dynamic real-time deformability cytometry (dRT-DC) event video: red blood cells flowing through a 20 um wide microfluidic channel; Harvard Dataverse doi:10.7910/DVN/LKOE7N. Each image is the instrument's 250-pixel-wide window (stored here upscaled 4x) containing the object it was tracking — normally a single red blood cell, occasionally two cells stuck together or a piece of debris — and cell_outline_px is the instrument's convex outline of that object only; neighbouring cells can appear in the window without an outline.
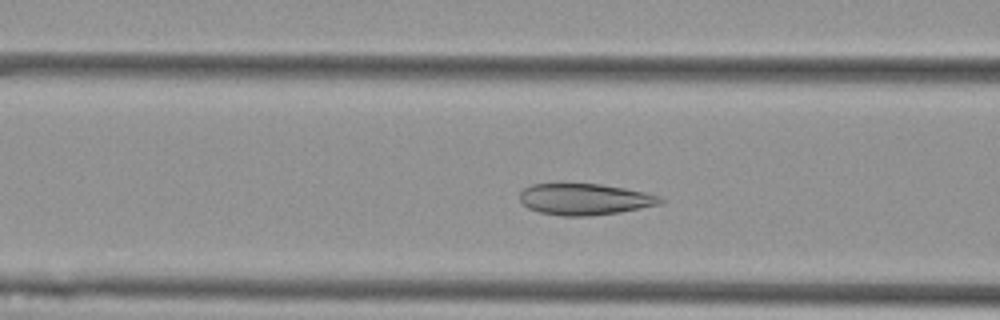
{"species": "Egyptian fruit bat (a non-hibernating species)", "species_latin": "Rousettus aegyptiacus", "temperature_condition": "cold", "stored_images_in_passage": 51, "camera_frame_rate_fps": 3000, "um_per_image_px": 0.085, "animal": {"sex": "female"}, "frame": {"image": 1, "passage_image": 16, "time_ms": 5.0, "image_size_px": [1000, 320], "cell_outline_px": [[664, 200], [660, 204], [620, 212], [592, 216], [560, 216], [540, 212], [528, 208], [520, 200], [520, 192], [524, 188], [532, 184], [600, 184], [624, 188], [644, 192], [660, 196]], "centroid_in_image_um": [49.7, 16.94], "position_along_channel_um": 116.9, "area_um2": 25.61}}
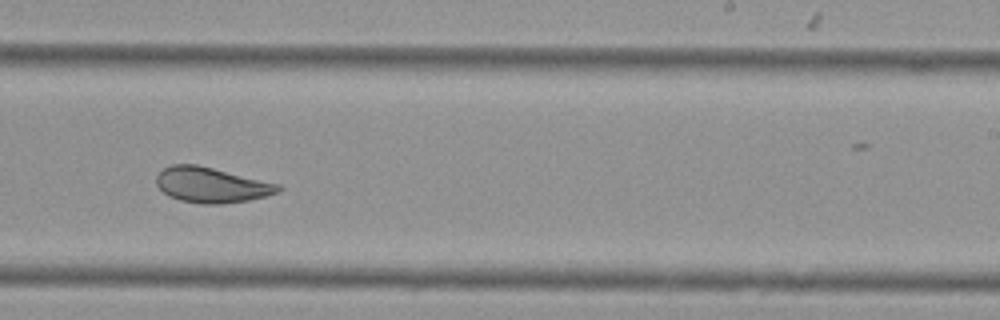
{"frame": {"image": 2, "passage_image": 29, "time_ms": 9.333, "image_size_px": [1000, 320], "cell_outline_px": [[284, 188], [280, 192], [248, 200], [220, 204], [200, 204], [180, 200], [168, 196], [156, 184], [156, 176], [164, 168], [172, 164], [196, 164], [280, 184]], "centroid_in_image_um": [17.98, 15.72], "position_along_channel_um": 271.0, "area_um2": 25.03}}
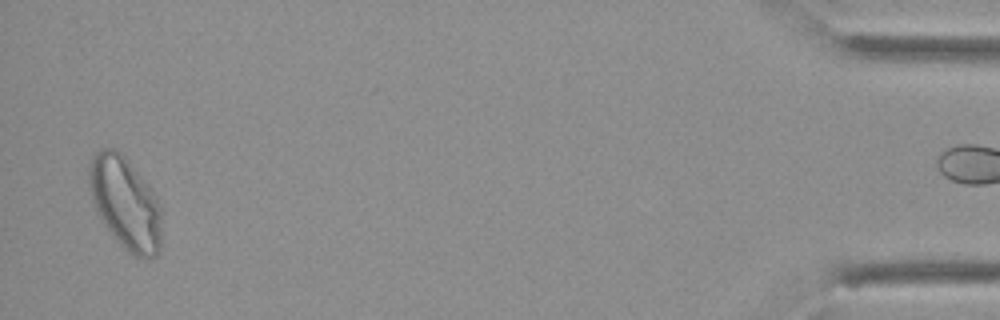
{"frame": {"image": 3, "passage_image": 49, "time_ms": 16.0, "image_size_px": [1000, 320], "cell_outline_px": [[160, 252], [156, 256], [132, 256], [120, 244], [96, 212], [88, 188], [88, 168], [92, 156], [100, 148], [116, 148], [128, 160], [152, 188], [160, 204]], "centroid_in_image_um": [10.63, 17.21], "position_along_channel_um": 424.6, "area_um2": 39.07}, "authors_computed_cell_mechanics": {"area_um2": 28.611, "velocity_mm_per_s": 3.5723, "shape_relaxation_time_tau1_ms": 7.7548, "shape_relaxation_time_tau2_ms": 0.9378, "deformation_change_tau1": 0.1407, "deformation_change_tau2": 0.0459}}